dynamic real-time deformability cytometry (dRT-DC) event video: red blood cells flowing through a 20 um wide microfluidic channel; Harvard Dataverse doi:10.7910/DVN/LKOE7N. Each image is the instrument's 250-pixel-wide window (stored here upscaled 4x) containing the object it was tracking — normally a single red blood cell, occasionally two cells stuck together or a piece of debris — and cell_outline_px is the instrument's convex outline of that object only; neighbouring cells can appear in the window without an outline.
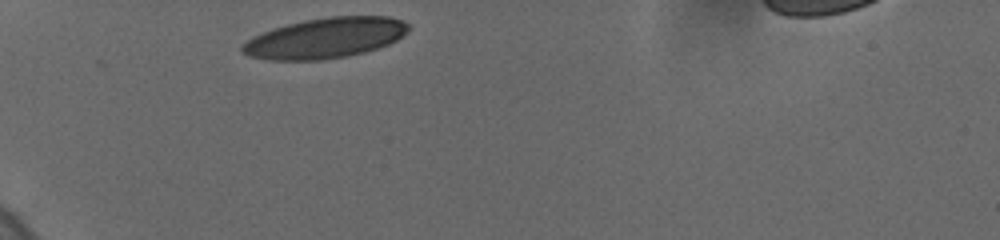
{"species": "human", "species_latin": "Homo sapiens", "temperature_condition": "cold", "stored_images_in_passage": 37, "camera_frame_rate_fps": 3000, "um_per_image_px": 0.085, "donor": {"sex": "female"}, "frame": {"image": 1, "passage_image": 1, "time_ms": 0.0, "image_size_px": [1000, 240], "cell_outline_px": [[412, 28], [408, 32], [396, 40], [388, 44], [364, 52], [344, 56], [320, 60], [268, 60], [252, 56], [244, 52], [240, 48], [240, 44], [252, 36], [272, 28], [304, 20], [328, 16], [388, 16], [400, 20], [408, 24]], "centroid_in_image_um": [27.63, 3.22], "position_along_channel_um": 57.4, "area_um2": 39.13}}
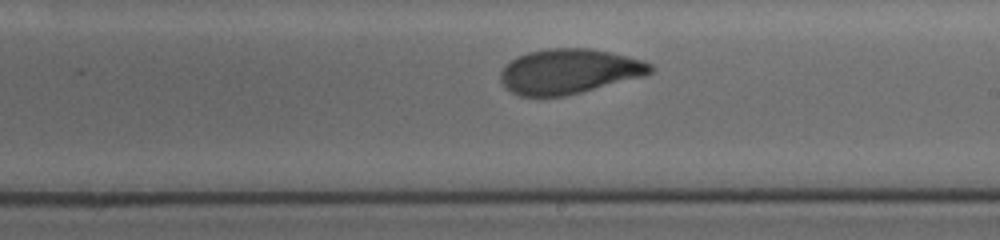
{"frame": {"image": 2, "passage_image": 21, "time_ms": 5.667, "image_size_px": [1000, 240], "cell_outline_px": [[656, 68], [652, 72], [644, 76], [564, 96], [520, 96], [512, 92], [500, 80], [500, 72], [516, 56], [528, 52], [548, 48], [588, 48], [612, 52], [644, 60], [652, 64]], "centroid_in_image_um": [48.41, 6.05], "position_along_channel_um": 240.6, "area_um2": 39.13}}
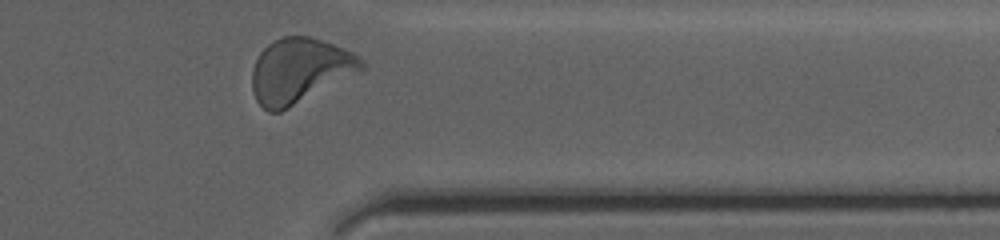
{"frame": {"image": 3, "passage_image": 36, "time_ms": 9.667, "image_size_px": [1000, 240], "cell_outline_px": [[364, 68], [360, 72], [280, 112], [268, 112], [256, 100], [252, 88], [252, 68], [260, 52], [268, 44], [284, 36], [308, 36], [344, 48], [360, 56], [364, 64]], "centroid_in_image_um": [25.47, 6.0], "position_along_channel_um": 385.9, "area_um2": 41.04}, "authors_computed_cell_mechanics": {"area_um2": 39.7086, "velocity_mm_per_s": 3.678, "shape_relaxation_time_tau1_ms": 3.045, "shape_relaxation_time_tau2_ms": 1.3421, "deformation_change_tau1": 0.1471, "deformation_change_tau2": 0.0676}}